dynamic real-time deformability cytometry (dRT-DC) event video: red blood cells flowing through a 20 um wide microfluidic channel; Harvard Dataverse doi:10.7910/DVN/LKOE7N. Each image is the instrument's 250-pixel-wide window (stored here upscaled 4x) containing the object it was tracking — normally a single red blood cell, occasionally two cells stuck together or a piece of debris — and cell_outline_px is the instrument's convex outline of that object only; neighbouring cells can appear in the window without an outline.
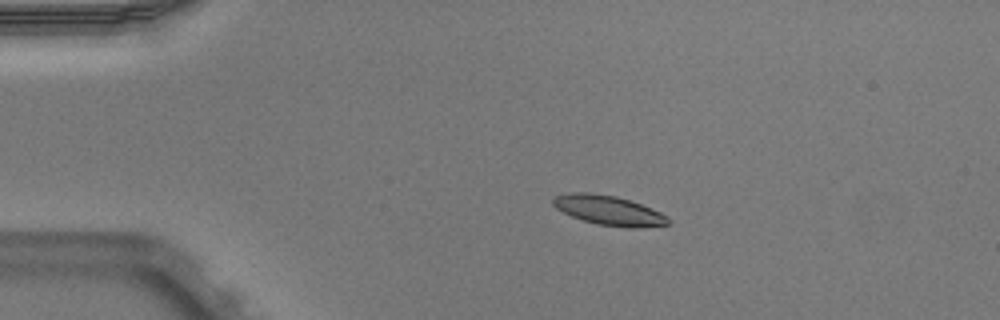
{"species": "Egyptian fruit bat (a non-hibernating species)", "species_latin": "Rousettus aegyptiacus", "temperature_condition": "warm", "stored_images_in_passage": 42, "camera_frame_rate_fps": 3000, "um_per_image_px": 0.085, "animal": {"sex": "male"}, "frame": {"image": 1, "passage_image": 1, "time_ms": 0.0, "image_size_px": [1000, 320], "cell_outline_px": [[672, 220], [668, 224], [636, 228], [628, 228], [596, 224], [572, 216], [556, 208], [552, 204], [552, 200], [556, 196], [568, 192], [588, 192], [616, 196], [640, 204], [660, 212], [668, 216]], "centroid_in_image_um": [51.75, 17.88], "position_along_channel_um": 33.3, "area_um2": 19.77}}
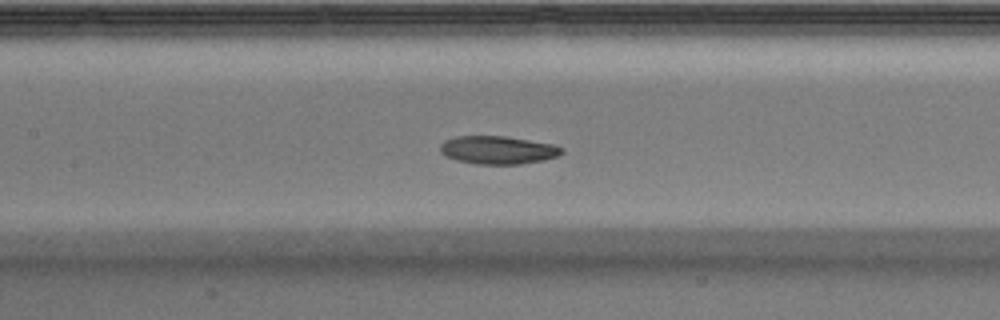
{"frame": {"image": 2, "passage_image": 15, "time_ms": 4.667, "image_size_px": [1000, 320], "cell_outline_px": [[564, 152], [560, 156], [544, 160], [520, 164], [476, 164], [456, 160], [444, 156], [440, 152], [440, 144], [444, 140], [456, 136], [504, 136], [556, 144], [564, 148]], "centroid_in_image_um": [42.35, 12.75], "position_along_channel_um": 165.1, "area_um2": 20.23}}
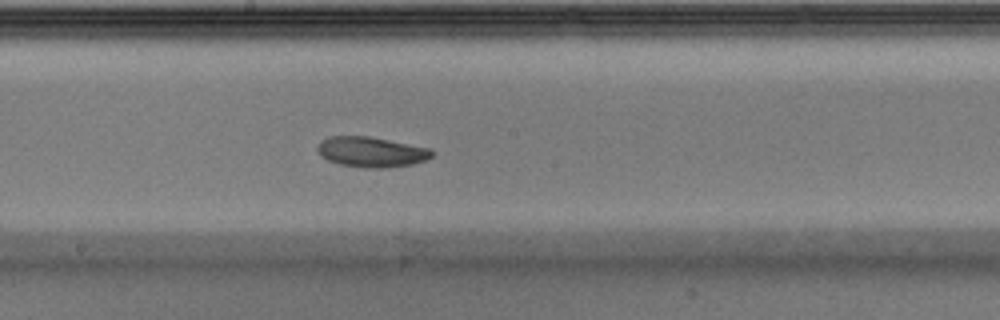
{"frame": {"image": 3, "passage_image": 19, "time_ms": 6.0, "image_size_px": [1000, 320], "cell_outline_px": [[436, 152], [428, 160], [412, 164], [388, 168], [364, 168], [340, 164], [328, 160], [320, 156], [316, 148], [320, 140], [328, 136], [368, 136], [432, 148]], "centroid_in_image_um": [31.58, 12.91], "position_along_channel_um": 216.6, "area_um2": 20.58}, "authors_computed_cell_mechanics": {"area_um2": 20.4901, "velocity_mm_per_s": 3.8794, "shape_relaxation_time_tau1_ms": 2.5442, "shape_relaxation_time_tau2_ms": null, "deformation_change_tau1": 0.1089, "deformation_change_tau2": null}}